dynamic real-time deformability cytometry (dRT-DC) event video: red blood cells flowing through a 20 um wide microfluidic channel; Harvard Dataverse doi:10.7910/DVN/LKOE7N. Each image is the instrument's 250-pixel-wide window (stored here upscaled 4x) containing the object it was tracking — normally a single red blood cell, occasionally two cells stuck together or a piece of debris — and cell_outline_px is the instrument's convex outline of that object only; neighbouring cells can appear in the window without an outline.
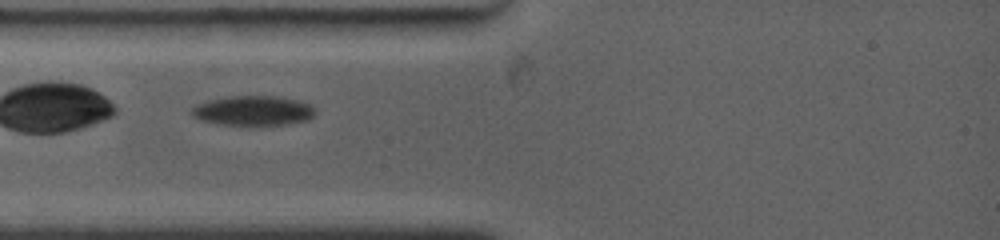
{"species": "common noctule bat (a hibernating species)", "species_latin": "Nyctalus noctula", "temperature_condition": "warm", "stored_images_in_passage": 9, "camera_frame_rate_fps": 4500, "um_per_image_px": 0.085, "animal": {"sex": "female", "body_mass_g": 19.0, "forearm_length_mm": 53.3}, "frame": {"image": 1, "passage_image": 2, "time_ms": 0.667, "image_size_px": [1000, 240], "cell_outline_px": [[316, 112], [308, 120], [284, 124], [248, 128], [220, 124], [200, 120], [192, 116], [192, 108], [196, 104], [208, 100], [228, 96], [280, 96], [296, 100], [308, 104], [316, 108]], "centroid_in_image_um": [21.5, 9.44], "position_along_channel_um": 63.5, "area_um2": 22.14}}
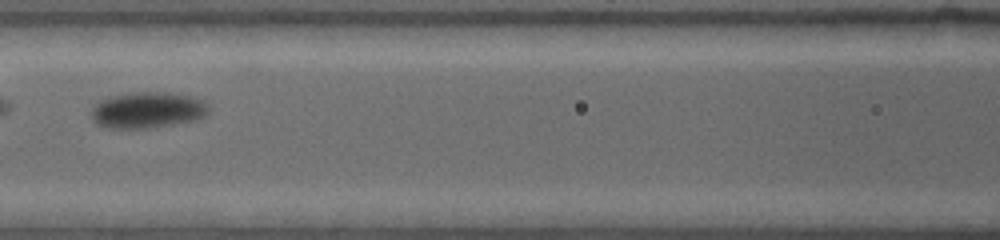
{"frame": {"image": 2, "passage_image": 6, "time_ms": 3.111, "image_size_px": [1000, 240], "cell_outline_px": [[204, 112], [200, 116], [188, 120], [144, 128], [108, 128], [96, 124], [92, 116], [92, 108], [100, 100], [112, 96], [136, 92], [164, 92], [188, 96], [200, 100], [204, 104]], "centroid_in_image_um": [12.38, 9.34], "position_along_channel_um": 154.2, "area_um2": 23.47}}
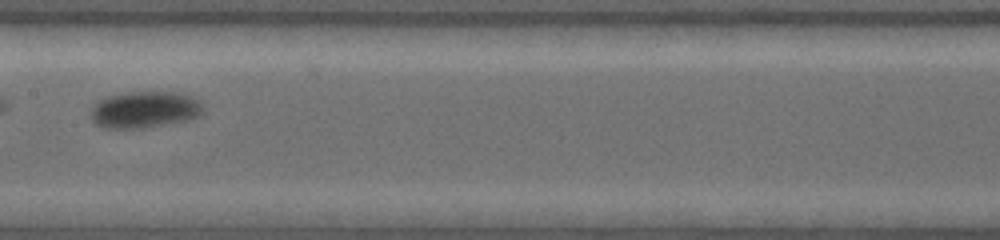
{"frame": {"image": 3, "passage_image": 8, "time_ms": 4.222, "image_size_px": [1000, 240], "cell_outline_px": [[200, 116], [184, 120], [160, 124], [132, 128], [108, 128], [96, 124], [92, 120], [92, 108], [100, 100], [112, 96], [128, 92], [176, 92], [200, 100]], "centroid_in_image_um": [12.28, 9.3], "position_along_channel_um": 195.1, "area_um2": 23.0}}